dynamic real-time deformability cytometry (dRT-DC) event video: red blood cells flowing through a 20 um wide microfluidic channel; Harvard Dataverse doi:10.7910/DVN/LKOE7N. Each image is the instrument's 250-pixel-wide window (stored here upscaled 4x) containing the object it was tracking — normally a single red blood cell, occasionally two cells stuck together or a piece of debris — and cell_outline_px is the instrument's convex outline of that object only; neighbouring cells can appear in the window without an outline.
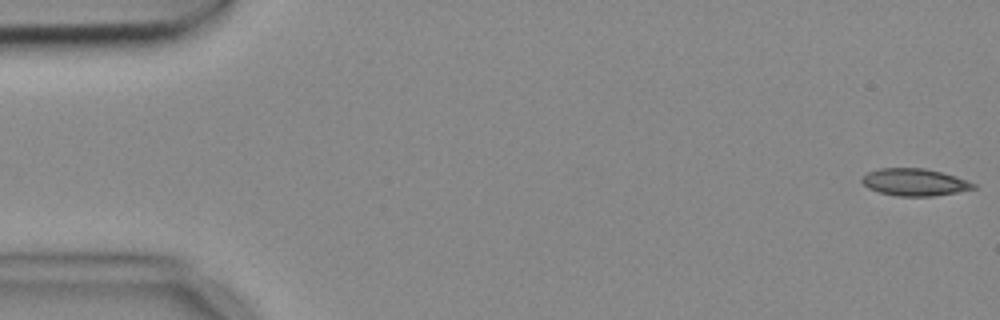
{"species": "common noctule bat (a hibernating species)", "species_latin": "Nyctalus noctula", "temperature_condition": "cold", "stored_images_in_passage": 6, "camera_frame_rate_fps": 3000, "um_per_image_px": 0.085, "animal": {"sex": "female", "body_mass_g": 18.4}, "frame": {"image": 1, "passage_image": 1, "time_ms": 0.0, "image_size_px": [1000, 320], "cell_outline_px": [[976, 188], [956, 192], [932, 196], [896, 196], [880, 192], [868, 188], [860, 180], [868, 172], [880, 168], [924, 168], [956, 176], [968, 180], [976, 184]], "centroid_in_image_um": [77.75, 15.48], "position_along_channel_um": 7.3, "area_um2": 17.57}}
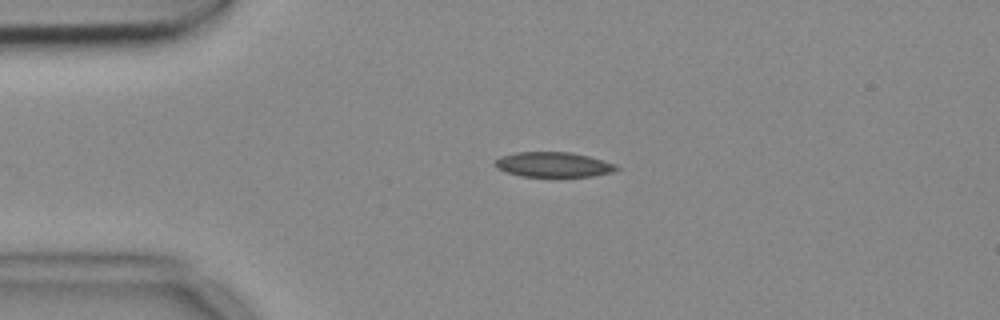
{"frame": {"image": 2, "passage_image": 4, "time_ms": 1.0, "image_size_px": [1000, 320], "cell_outline_px": [[620, 168], [616, 172], [592, 176], [520, 176], [508, 172], [500, 168], [496, 164], [496, 160], [500, 156], [516, 152], [572, 152], [604, 160], [616, 164]], "centroid_in_image_um": [47.12, 13.98], "position_along_channel_um": 37.9, "area_um2": 17.57}}